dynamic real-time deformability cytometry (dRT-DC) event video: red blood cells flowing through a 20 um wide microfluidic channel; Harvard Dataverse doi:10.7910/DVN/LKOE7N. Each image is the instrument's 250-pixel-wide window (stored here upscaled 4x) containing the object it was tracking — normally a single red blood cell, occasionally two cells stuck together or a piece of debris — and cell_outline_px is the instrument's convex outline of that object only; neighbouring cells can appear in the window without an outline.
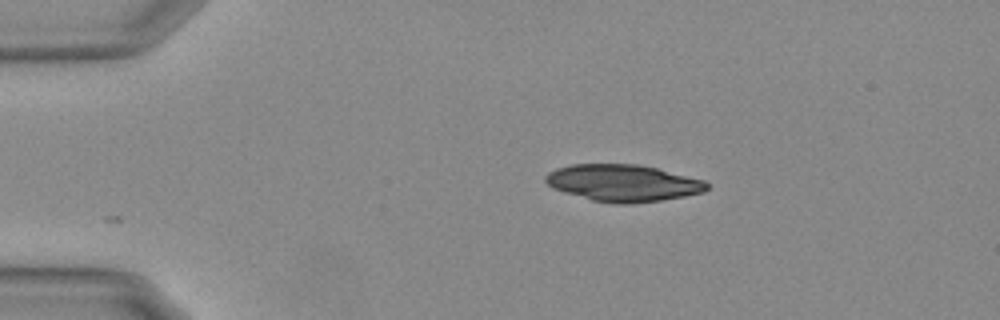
{"species": "Egyptian fruit bat (a non-hibernating species)", "species_latin": "Rousettus aegyptiacus", "temperature_condition": "warm", "stored_images_in_passage": 45, "camera_frame_rate_fps": 3000, "um_per_image_px": 0.085, "animal": {"sex": "female"}, "frame": {"image": 1, "passage_image": 1, "time_ms": 0.0, "image_size_px": [1000, 320], "cell_outline_px": [[708, 188], [704, 192], [684, 196], [660, 200], [628, 204], [616, 204], [592, 200], [564, 192], [552, 188], [544, 180], [544, 176], [548, 172], [556, 168], [572, 164], [636, 164], [656, 168], [704, 180], [708, 184]], "centroid_in_image_um": [52.92, 15.55], "position_along_channel_um": 32.1, "area_um2": 34.56}}